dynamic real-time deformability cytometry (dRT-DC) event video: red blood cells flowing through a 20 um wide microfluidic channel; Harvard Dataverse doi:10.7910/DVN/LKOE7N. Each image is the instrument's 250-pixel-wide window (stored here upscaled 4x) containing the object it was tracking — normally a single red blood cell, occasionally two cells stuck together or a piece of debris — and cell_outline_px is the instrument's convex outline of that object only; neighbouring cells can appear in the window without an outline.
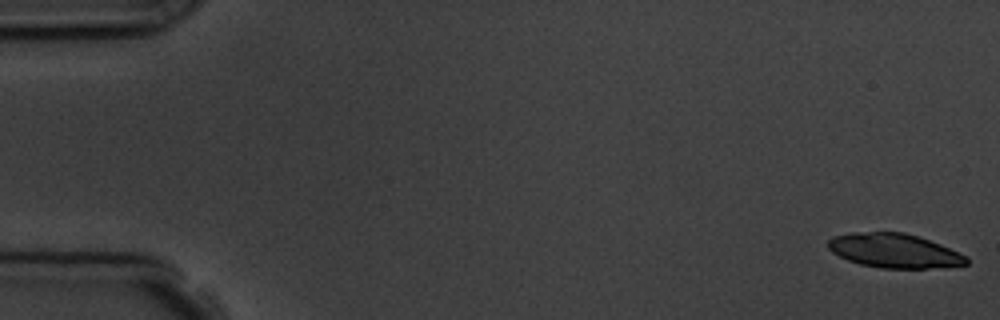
{"species": "common noctule bat (a hibernating species)", "species_latin": "Nyctalus noctula", "temperature_condition": "room temperature", "stored_images_in_passage": 5, "camera_frame_rate_fps": 3000, "um_per_image_px": 0.085, "animal": {"sex": "male", "body_mass_g": 19.5, "forearm_length_mm": 54.6}, "frame": {"image": 1, "passage_image": 1, "time_ms": 0.0, "image_size_px": [1000, 320], "cell_outline_px": [[968, 264], [928, 268], [880, 268], [860, 264], [848, 260], [832, 252], [828, 248], [828, 240], [832, 236], [852, 232], [904, 232], [940, 244], [968, 256]], "centroid_in_image_um": [75.99, 21.3], "position_along_channel_um": 9.0, "area_um2": 27.46}}
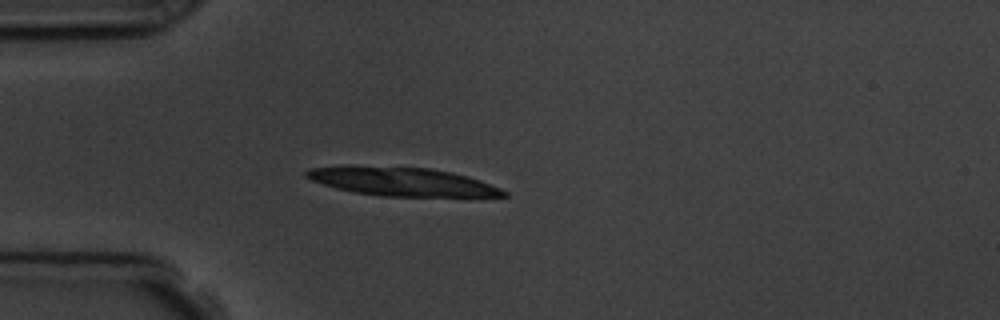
{"frame": {"image": 2, "passage_image": 5, "time_ms": 4.667, "image_size_px": [1000, 320], "cell_outline_px": [[508, 196], [380, 196], [356, 192], [336, 188], [312, 180], [304, 176], [304, 172], [308, 168], [432, 168], [452, 172], [468, 176], [480, 180], [500, 188], [508, 192]], "centroid_in_image_um": [34.29, 15.47], "position_along_channel_um": 50.7, "area_um2": 31.44}}